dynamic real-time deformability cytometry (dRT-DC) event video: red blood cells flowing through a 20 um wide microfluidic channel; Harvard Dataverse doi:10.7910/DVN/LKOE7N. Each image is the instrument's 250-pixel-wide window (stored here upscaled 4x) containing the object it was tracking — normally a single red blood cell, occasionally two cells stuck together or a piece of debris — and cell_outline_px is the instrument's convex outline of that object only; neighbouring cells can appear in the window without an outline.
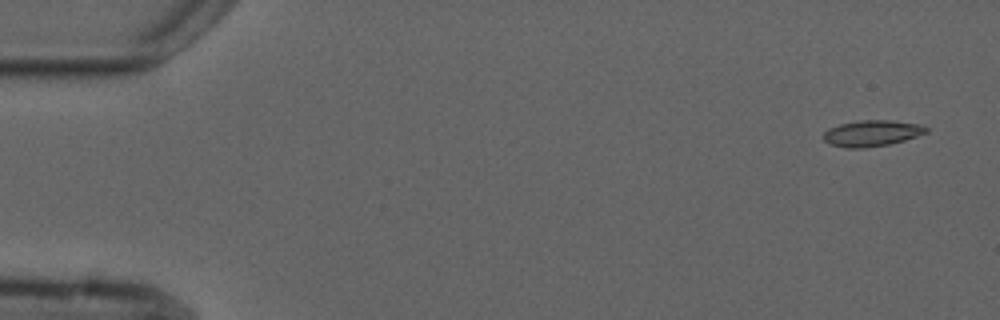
{"species": "common noctule bat (a hibernating species)", "species_latin": "Nyctalus noctula", "temperature_condition": "cold", "stored_images_in_passage": 6, "camera_frame_rate_fps": 3000, "um_per_image_px": 0.085, "animal": {"sex": "male", "forearm_length_mm": 52.5}, "frame": {"image": 1, "passage_image": 1, "time_ms": 0.0, "image_size_px": [1000, 320], "cell_outline_px": [[928, 132], [904, 140], [888, 144], [864, 148], [848, 148], [828, 144], [824, 140], [824, 132], [828, 128], [840, 124], [860, 120], [892, 120], [920, 124], [928, 128]], "centroid_in_image_um": [74.1, 11.32], "position_along_channel_um": 10.9, "area_um2": 15.61}}
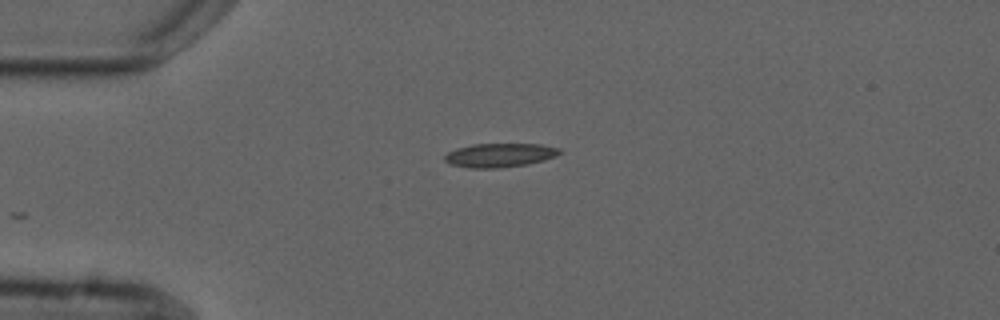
{"frame": {"image": 2, "passage_image": 4, "time_ms": 3.667, "image_size_px": [1000, 320], "cell_outline_px": [[560, 152], [556, 156], [544, 160], [528, 164], [496, 168], [468, 168], [452, 164], [444, 160], [444, 156], [448, 152], [456, 148], [472, 144], [540, 144], [560, 148]], "centroid_in_image_um": [42.47, 13.19], "position_along_channel_um": 42.5, "area_um2": 15.95}}
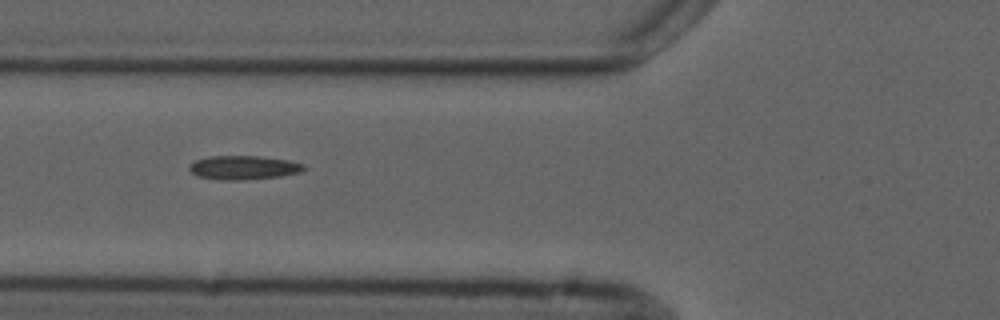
{"frame": {"image": 3, "passage_image": 6, "time_ms": 6.0, "image_size_px": [1000, 320], "cell_outline_px": [[308, 168], [300, 172], [280, 176], [240, 180], [220, 180], [196, 176], [188, 168], [196, 160], [208, 156], [260, 156], [288, 160], [304, 164]], "centroid_in_image_um": [20.72, 14.24], "position_along_channel_um": 105.1, "area_um2": 15.95}}